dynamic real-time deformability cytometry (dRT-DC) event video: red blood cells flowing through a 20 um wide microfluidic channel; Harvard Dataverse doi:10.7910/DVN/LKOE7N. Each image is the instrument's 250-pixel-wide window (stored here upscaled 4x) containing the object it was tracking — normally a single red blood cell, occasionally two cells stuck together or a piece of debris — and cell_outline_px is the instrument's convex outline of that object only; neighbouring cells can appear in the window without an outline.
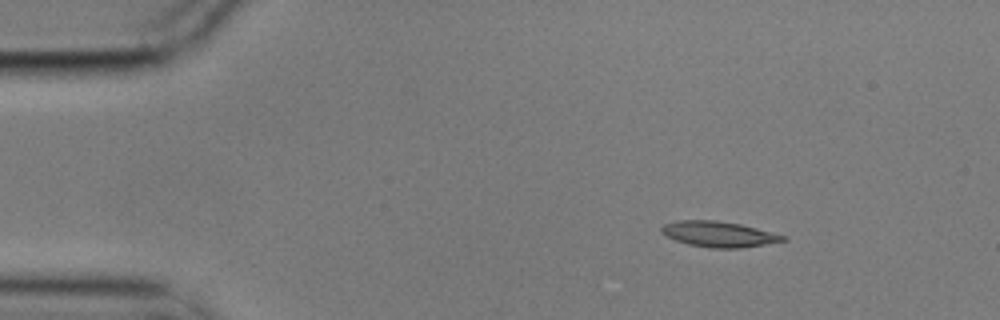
{"species": "common noctule bat (a hibernating species)", "species_latin": "Nyctalus noctula", "temperature_condition": "cold", "stored_images_in_passage": 5, "camera_frame_rate_fps": 3000, "um_per_image_px": 0.085, "animal": {"sex": "male", "body_mass_g": 17.9}, "frame": {"image": 1, "passage_image": 1, "time_ms": 0.0, "image_size_px": [1000, 320], "cell_outline_px": [[788, 240], [740, 248], [712, 248], [688, 244], [676, 240], [660, 232], [660, 228], [664, 224], [676, 220], [716, 220], [740, 224], [788, 236]], "centroid_in_image_um": [61.1, 19.89], "position_along_channel_um": 23.9, "area_um2": 18.09}}
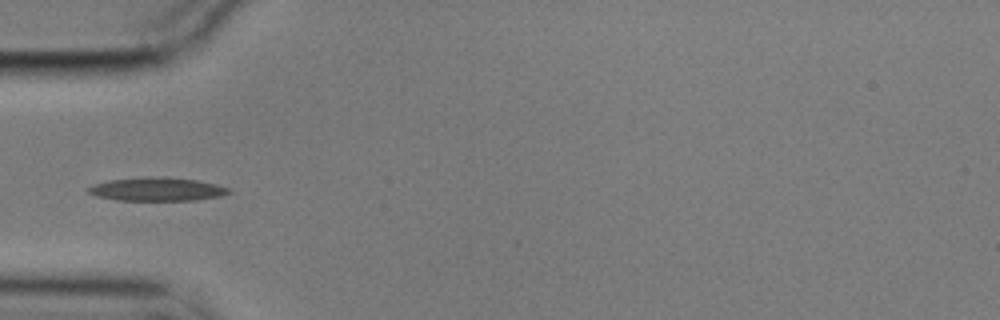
{"frame": {"image": 2, "passage_image": 4, "time_ms": 1.0, "image_size_px": [1000, 320], "cell_outline_px": [[232, 192], [220, 196], [196, 200], [116, 200], [96, 196], [88, 192], [84, 188], [92, 184], [108, 180], [196, 180], [216, 184], [228, 188]], "centroid_in_image_um": [13.31, 16.15], "position_along_channel_um": 71.7, "area_um2": 17.92}}
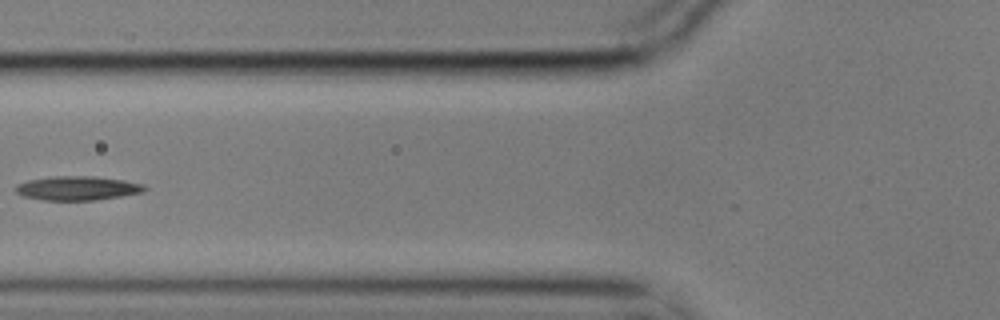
{"frame": {"image": 3, "passage_image": 5, "time_ms": 1.333, "image_size_px": [1000, 320], "cell_outline_px": [[148, 188], [144, 192], [96, 200], [40, 200], [24, 196], [16, 192], [16, 184], [28, 180], [52, 176], [96, 176], [124, 180], [144, 184]], "centroid_in_image_um": [6.6, 15.99], "position_along_channel_um": 119.2, "area_um2": 18.21}}